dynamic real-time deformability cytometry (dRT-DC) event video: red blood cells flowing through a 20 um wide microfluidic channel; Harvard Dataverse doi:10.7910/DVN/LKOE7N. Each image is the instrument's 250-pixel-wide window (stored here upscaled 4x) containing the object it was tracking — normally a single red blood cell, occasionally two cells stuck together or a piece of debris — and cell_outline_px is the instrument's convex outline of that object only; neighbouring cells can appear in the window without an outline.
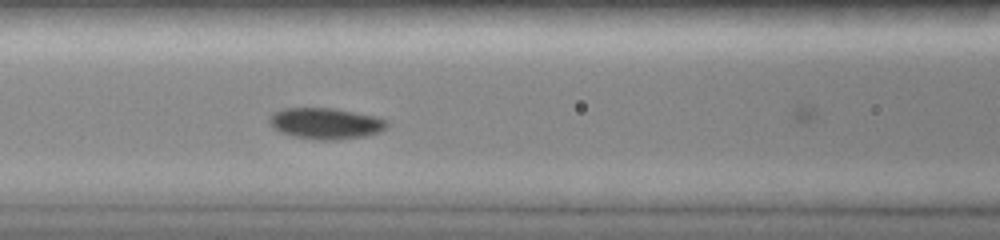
{"species": "common noctule bat (a hibernating species)", "species_latin": "Nyctalus noctula", "temperature_condition": "room temperature", "stored_images_in_passage": 11, "camera_frame_rate_fps": 3000, "um_per_image_px": 0.085, "animal": {"sex": "female", "body_mass_g": 19.0, "forearm_length_mm": 51.5}, "frame": {"image": 1, "passage_image": 7, "time_ms": 1.667, "image_size_px": [1000, 240], "cell_outline_px": [[388, 128], [380, 132], [364, 136], [336, 140], [312, 140], [292, 136], [280, 132], [272, 128], [268, 120], [268, 116], [272, 112], [280, 108], [332, 108], [376, 116], [388, 120]], "centroid_in_image_um": [27.65, 10.49], "position_along_channel_um": 139.0, "area_um2": 21.79}}